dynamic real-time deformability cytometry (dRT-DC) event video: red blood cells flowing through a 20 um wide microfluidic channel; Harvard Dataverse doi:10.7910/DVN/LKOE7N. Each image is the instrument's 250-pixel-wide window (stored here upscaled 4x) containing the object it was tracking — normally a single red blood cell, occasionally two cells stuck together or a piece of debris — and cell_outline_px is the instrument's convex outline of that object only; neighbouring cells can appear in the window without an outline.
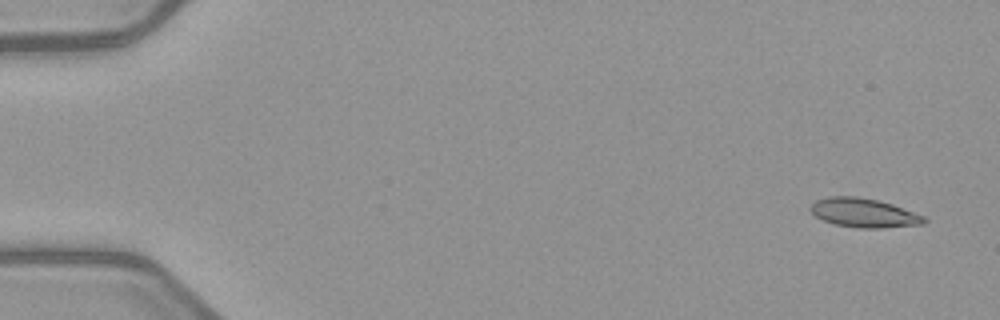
{"species": "common noctule bat (a hibernating species)", "species_latin": "Nyctalus noctula", "temperature_condition": "warm", "stored_images_in_passage": 7, "camera_frame_rate_fps": 3000, "um_per_image_px": 0.085, "animal": {"sex": "female", "body_mass_g": 21.9}, "frame": {"image": 1, "passage_image": 1, "time_ms": 0.0, "image_size_px": [1000, 320], "cell_outline_px": [[928, 220], [924, 224], [880, 228], [860, 228], [836, 224], [824, 220], [816, 216], [808, 208], [816, 200], [828, 196], [856, 196], [876, 200], [892, 204], [924, 216]], "centroid_in_image_um": [73.43, 18.09], "position_along_channel_um": 11.6, "area_um2": 19.07}}
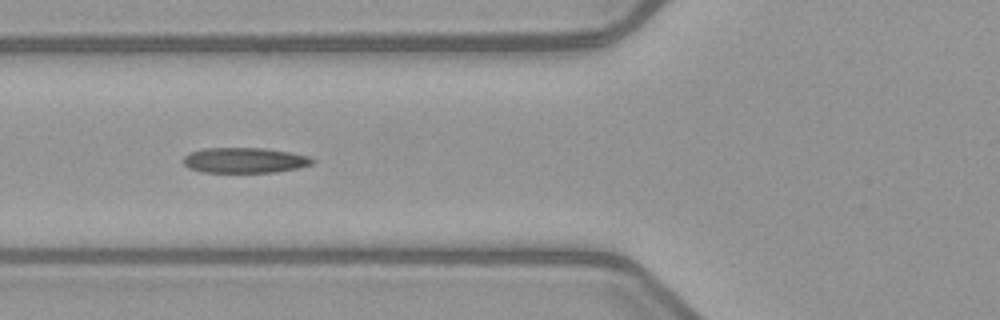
{"frame": {"image": 2, "passage_image": 5, "time_ms": 6.0, "image_size_px": [1000, 320], "cell_outline_px": [[316, 160], [312, 164], [296, 168], [276, 172], [200, 172], [188, 168], [184, 164], [184, 156], [188, 152], [204, 148], [264, 148], [288, 152], [308, 156]], "centroid_in_image_um": [20.75, 13.62], "position_along_channel_um": 105.0, "area_um2": 19.07}}
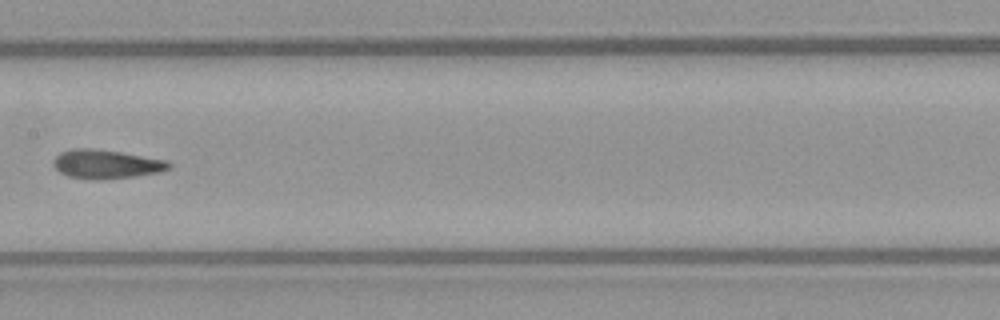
{"frame": {"image": 3, "passage_image": 7, "time_ms": 8.333, "image_size_px": [1000, 320], "cell_outline_px": [[172, 168], [160, 172], [132, 176], [100, 180], [68, 176], [60, 172], [52, 164], [52, 160], [60, 152], [72, 148], [92, 148], [120, 152], [168, 160], [172, 164]], "centroid_in_image_um": [9.03, 13.94], "position_along_channel_um": 198.4, "area_um2": 19.48}}